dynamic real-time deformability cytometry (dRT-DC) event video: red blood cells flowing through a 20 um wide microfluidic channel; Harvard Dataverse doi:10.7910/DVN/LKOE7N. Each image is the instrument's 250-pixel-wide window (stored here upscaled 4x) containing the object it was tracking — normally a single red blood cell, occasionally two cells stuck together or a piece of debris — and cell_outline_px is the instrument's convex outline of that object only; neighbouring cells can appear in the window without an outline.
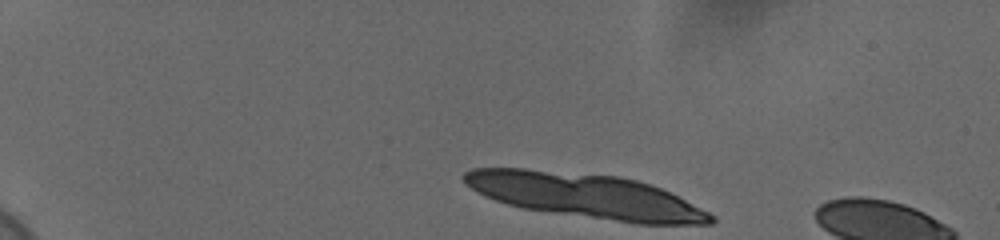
{"species": "human", "species_latin": "Homo sapiens", "temperature_condition": "cold", "stored_images_in_passage": 8, "camera_frame_rate_fps": 3000, "um_per_image_px": 0.085, "donor": {"sex": "female"}, "frame": {"image": 1, "passage_image": 1, "time_ms": 0.0, "image_size_px": [1000, 240], "cell_outline_px": [[716, 220], [712, 224], [636, 224], [520, 208], [484, 196], [464, 184], [460, 176], [464, 172], [472, 168], [524, 168], [620, 176], [652, 184], [716, 216]], "centroid_in_image_um": [49.73, 16.64], "position_along_channel_um": 35.3, "area_um2": 64.27}}